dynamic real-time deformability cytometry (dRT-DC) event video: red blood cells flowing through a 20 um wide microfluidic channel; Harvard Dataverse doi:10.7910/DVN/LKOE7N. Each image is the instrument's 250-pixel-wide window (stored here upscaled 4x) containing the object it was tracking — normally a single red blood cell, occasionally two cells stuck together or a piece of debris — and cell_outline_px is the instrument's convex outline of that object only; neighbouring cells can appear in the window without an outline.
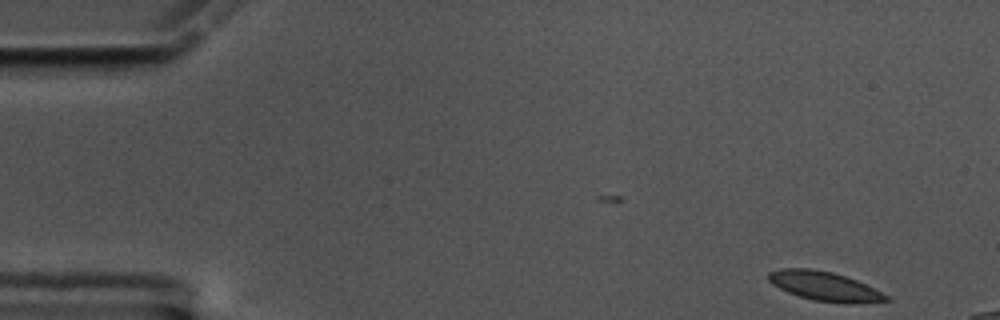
{"species": "common noctule bat (a hibernating species)", "species_latin": "Nyctalus noctula", "temperature_condition": "cold", "stored_images_in_passage": 11, "camera_frame_rate_fps": 3000, "um_per_image_px": 0.085, "animal": {"sex": "male", "body_mass_g": 17.5, "forearm_length_mm": 52.3}, "frame": {"image": 1, "passage_image": 1, "time_ms": 0.0, "image_size_px": [1000, 320], "cell_outline_px": [[892, 300], [856, 304], [844, 304], [812, 300], [788, 292], [772, 284], [768, 280], [768, 272], [780, 268], [812, 268], [832, 272], [856, 280], [888, 296]], "centroid_in_image_um": [70.07, 24.33], "position_along_channel_um": 14.9, "area_um2": 20.06}}